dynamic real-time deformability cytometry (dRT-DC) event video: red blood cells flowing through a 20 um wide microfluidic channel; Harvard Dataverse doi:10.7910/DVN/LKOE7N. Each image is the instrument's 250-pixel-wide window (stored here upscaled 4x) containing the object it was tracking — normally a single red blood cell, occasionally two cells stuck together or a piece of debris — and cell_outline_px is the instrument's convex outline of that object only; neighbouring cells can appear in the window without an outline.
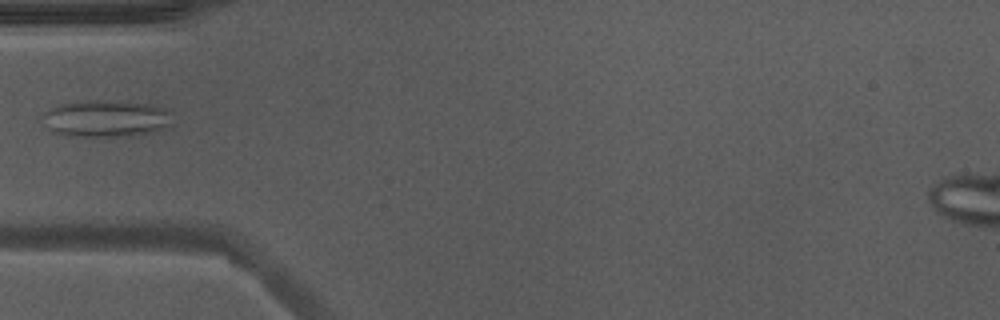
{"species": "Egyptian fruit bat (a non-hibernating species)", "species_latin": "Rousettus aegyptiacus", "temperature_condition": "warm", "stored_images_in_passage": 3, "camera_frame_rate_fps": 3000, "um_per_image_px": 0.085, "animal": {"sex": "male"}, "frame": {"image": 1, "passage_image": 1, "time_ms": 0.0, "image_size_px": [1000, 320], "cell_outline_px": [[172, 128], [132, 136], [72, 136], [56, 132], [48, 128], [40, 116], [44, 112], [52, 108], [64, 104], [156, 104], [168, 108], [172, 112]], "centroid_in_image_um": [9.15, 10.15], "position_along_channel_um": 75.8, "area_um2": 26.82}}